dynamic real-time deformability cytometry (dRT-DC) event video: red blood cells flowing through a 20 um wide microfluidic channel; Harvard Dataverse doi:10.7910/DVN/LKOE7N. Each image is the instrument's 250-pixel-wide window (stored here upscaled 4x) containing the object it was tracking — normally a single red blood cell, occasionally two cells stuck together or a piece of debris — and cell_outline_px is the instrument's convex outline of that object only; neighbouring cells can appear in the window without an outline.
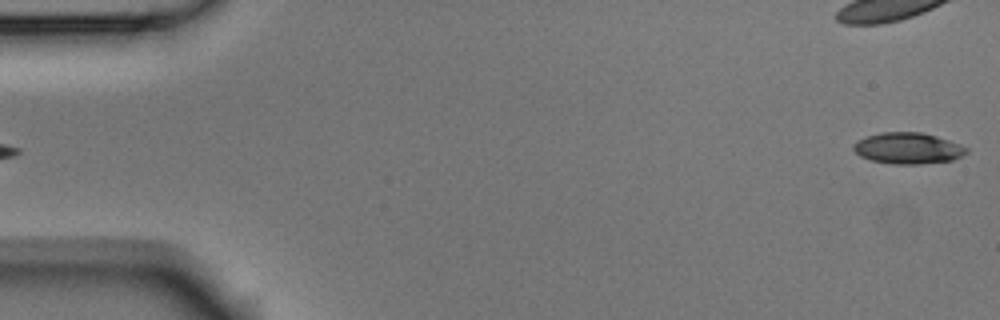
{"species": "Egyptian fruit bat (a non-hibernating species)", "species_latin": "Rousettus aegyptiacus", "temperature_condition": "room temperature", "stored_images_in_passage": 5, "segment_of_instrument_passage": [2, 2], "camera_frame_rate_fps": 3000, "um_per_image_px": 0.085, "animal": {"sex": "male"}, "frame": {"image": 1, "passage_image": 5, "time_ms": 1.333, "image_size_px": [1000, 320], "cell_outline_px": [[968, 152], [964, 156], [952, 160], [920, 164], [892, 164], [872, 160], [860, 156], [852, 148], [852, 144], [856, 140], [880, 132], [920, 132], [936, 136], [948, 140], [968, 148]], "centroid_in_image_um": [77.17, 12.6], "position_along_channel_um": 7.8, "area_um2": 20.58}}